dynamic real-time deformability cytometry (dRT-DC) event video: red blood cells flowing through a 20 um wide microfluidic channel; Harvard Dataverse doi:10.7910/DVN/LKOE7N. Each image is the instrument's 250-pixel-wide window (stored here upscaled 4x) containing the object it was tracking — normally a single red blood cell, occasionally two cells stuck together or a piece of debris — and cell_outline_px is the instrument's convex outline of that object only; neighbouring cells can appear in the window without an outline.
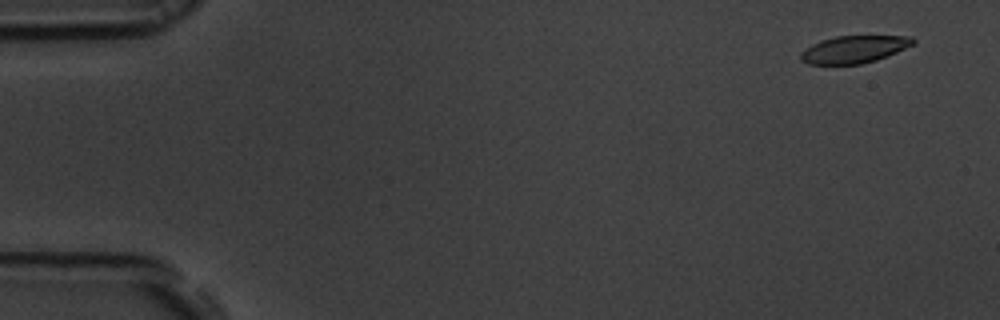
{"species": "common noctule bat (a hibernating species)", "species_latin": "Nyctalus noctula", "temperature_condition": "room temperature", "stored_images_in_passage": 56, "camera_frame_rate_fps": 3000, "um_per_image_px": 0.085, "animal": {"sex": "male", "body_mass_g": 19.5, "forearm_length_mm": 54.6}, "frame": {"image": 1, "passage_image": 4, "time_ms": 1.0, "image_size_px": [1000, 320], "cell_outline_px": [[916, 40], [912, 44], [888, 56], [876, 60], [860, 64], [808, 64], [800, 60], [800, 52], [812, 44], [820, 40], [836, 36], [912, 36]], "centroid_in_image_um": [72.56, 4.19], "position_along_channel_um": 12.4, "area_um2": 17.86}}
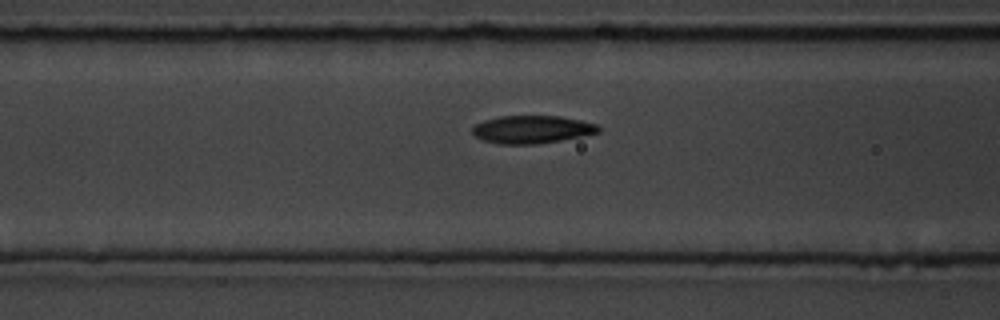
{"frame": {"image": 2, "passage_image": 23, "time_ms": 7.333, "image_size_px": [1000, 320], "cell_outline_px": [[600, 132], [560, 140], [536, 144], [496, 144], [484, 140], [476, 136], [472, 132], [472, 128], [476, 124], [484, 120], [500, 116], [560, 116], [580, 120], [596, 124], [600, 128]], "centroid_in_image_um": [45.2, 11.0], "position_along_channel_um": 121.4, "area_um2": 20.29}}
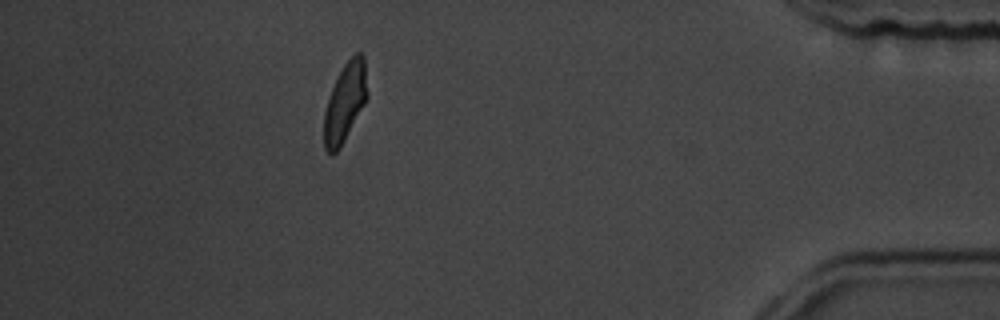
{"frame": {"image": 3, "passage_image": 50, "time_ms": 16.333, "image_size_px": [1000, 320], "cell_outline_px": [[368, 96], [364, 104], [340, 148], [336, 152], [328, 152], [324, 148], [324, 112], [328, 96], [344, 64], [356, 52], [360, 52], [364, 56], [368, 92]], "centroid_in_image_um": [29.33, 8.68], "position_along_channel_um": 405.9, "area_um2": 19.71}, "authors_computed_cell_mechanics": {"area_um2": 20.3456, "velocity_mm_per_s": 3.7091, "shape_relaxation_time_tau1_ms": 3.4002, "shape_relaxation_time_tau2_ms": 1.7292, "deformation_change_tau1": 0.1281, "deformation_change_tau2": 0.0705}}